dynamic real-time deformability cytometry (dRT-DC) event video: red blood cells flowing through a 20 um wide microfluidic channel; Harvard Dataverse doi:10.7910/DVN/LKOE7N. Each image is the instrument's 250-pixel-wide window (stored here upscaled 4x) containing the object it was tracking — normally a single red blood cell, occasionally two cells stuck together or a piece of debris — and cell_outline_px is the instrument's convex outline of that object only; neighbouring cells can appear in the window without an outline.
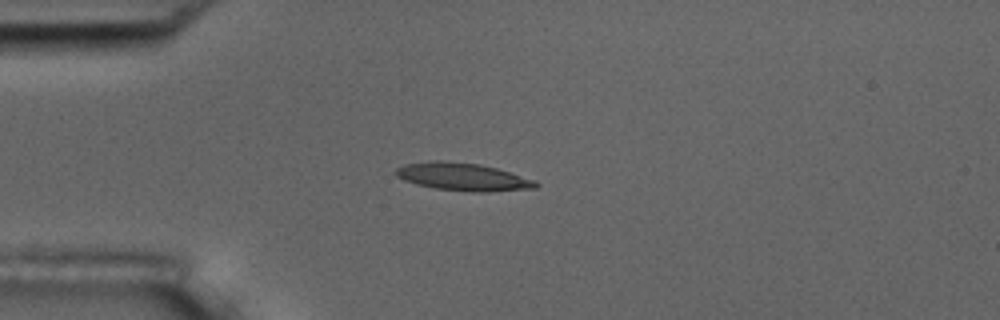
{"species": "common noctule bat (a hibernating species)", "species_latin": "Nyctalus noctula", "temperature_condition": "room temperature", "stored_images_in_passage": 13, "camera_frame_rate_fps": 3000, "um_per_image_px": 0.085, "animal": {"sex": "male", "body_mass_g": 17.5, "forearm_length_mm": 52.3}, "frame": {"image": 1, "passage_image": 4, "time_ms": 4.333, "image_size_px": [1000, 320], "cell_outline_px": [[540, 184], [536, 188], [488, 192], [472, 192], [432, 188], [416, 184], [404, 180], [396, 176], [392, 172], [396, 168], [404, 164], [428, 160], [444, 160], [480, 164], [496, 168], [536, 180]], "centroid_in_image_um": [39.31, 15.02], "position_along_channel_um": 45.7, "area_um2": 23.0}}
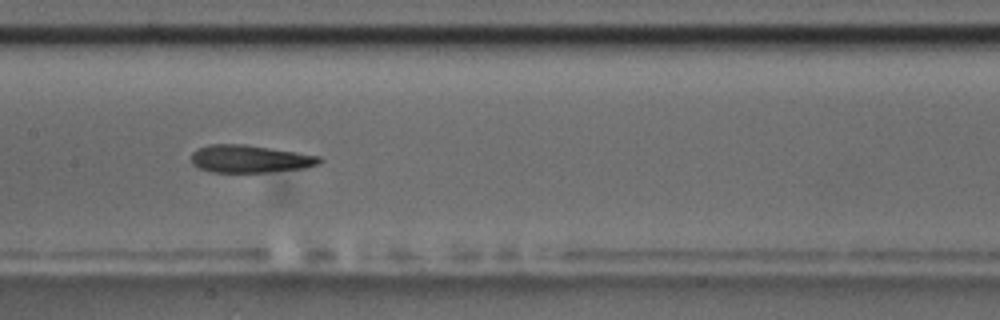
{"frame": {"image": 2, "passage_image": 8, "time_ms": 8.667, "image_size_px": [1000, 320], "cell_outline_px": [[324, 160], [320, 164], [304, 168], [268, 172], [212, 172], [200, 168], [192, 164], [192, 152], [196, 148], [208, 144], [244, 144], [296, 152], [320, 156]], "centroid_in_image_um": [21.24, 13.5], "position_along_channel_um": 186.2, "area_um2": 20.69}, "authors_computed_cell_mechanics": {"area_um2": 20.6924, "velocity_mm_per_s": 3.6582, "shape_relaxation_time_tau1_ms": 4.8878, "shape_relaxation_time_tau2_ms": 2.1363, "deformation_change_tau1": 0.147, "deformation_change_tau2": 0.1085}}